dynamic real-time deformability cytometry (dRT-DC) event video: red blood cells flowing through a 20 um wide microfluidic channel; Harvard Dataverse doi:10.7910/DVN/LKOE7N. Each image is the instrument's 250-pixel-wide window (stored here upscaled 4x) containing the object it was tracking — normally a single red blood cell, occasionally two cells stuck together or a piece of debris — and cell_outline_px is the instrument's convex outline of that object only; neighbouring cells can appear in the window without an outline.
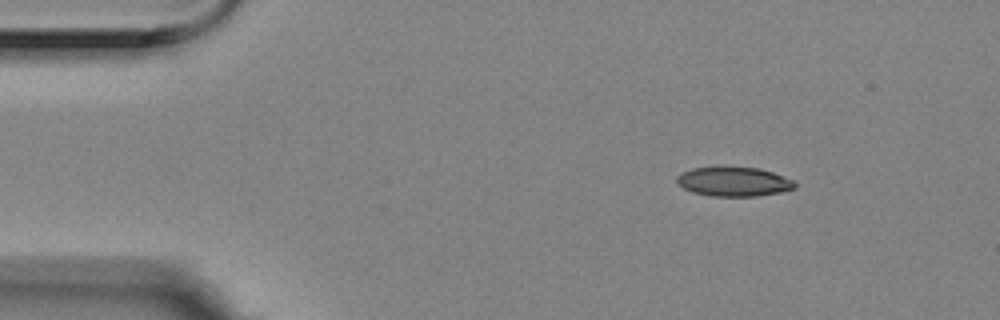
{"species": "Egyptian fruit bat (a non-hibernating species)", "species_latin": "Rousettus aegyptiacus", "temperature_condition": "room temperature", "stored_images_in_passage": 5, "segment_of_instrument_passage": [1, 2], "camera_frame_rate_fps": 3000, "um_per_image_px": 0.085, "animal": {"sex": "female"}, "frame": {"image": 1, "passage_image": 2, "time_ms": 0.333, "image_size_px": [1000, 320], "cell_outline_px": [[796, 188], [780, 192], [756, 196], [712, 196], [692, 192], [684, 188], [676, 180], [676, 176], [680, 172], [692, 168], [720, 164], [724, 164], [760, 168], [772, 172], [792, 180], [796, 184]], "centroid_in_image_um": [62.32, 15.39], "position_along_channel_um": 22.7, "area_um2": 20.87}}